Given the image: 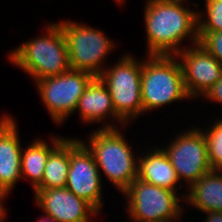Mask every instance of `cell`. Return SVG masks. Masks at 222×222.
I'll return each mask as SVG.
<instances>
[{
    "label": "cell",
    "mask_w": 222,
    "mask_h": 222,
    "mask_svg": "<svg viewBox=\"0 0 222 222\" xmlns=\"http://www.w3.org/2000/svg\"><path fill=\"white\" fill-rule=\"evenodd\" d=\"M184 2L148 0L144 8L148 55H176L181 42L190 37L199 43L198 12L184 7Z\"/></svg>",
    "instance_id": "cell-1"
},
{
    "label": "cell",
    "mask_w": 222,
    "mask_h": 222,
    "mask_svg": "<svg viewBox=\"0 0 222 222\" xmlns=\"http://www.w3.org/2000/svg\"><path fill=\"white\" fill-rule=\"evenodd\" d=\"M45 29L46 36L24 42L8 56L15 66L35 81L60 75L70 69L67 41L61 26L51 23Z\"/></svg>",
    "instance_id": "cell-2"
},
{
    "label": "cell",
    "mask_w": 222,
    "mask_h": 222,
    "mask_svg": "<svg viewBox=\"0 0 222 222\" xmlns=\"http://www.w3.org/2000/svg\"><path fill=\"white\" fill-rule=\"evenodd\" d=\"M120 132L108 123L93 131L88 143L80 141L92 153L99 171L123 193L138 177V161Z\"/></svg>",
    "instance_id": "cell-3"
},
{
    "label": "cell",
    "mask_w": 222,
    "mask_h": 222,
    "mask_svg": "<svg viewBox=\"0 0 222 222\" xmlns=\"http://www.w3.org/2000/svg\"><path fill=\"white\" fill-rule=\"evenodd\" d=\"M142 60L141 100L143 113L190 98L184 85L180 62L174 55H147Z\"/></svg>",
    "instance_id": "cell-4"
},
{
    "label": "cell",
    "mask_w": 222,
    "mask_h": 222,
    "mask_svg": "<svg viewBox=\"0 0 222 222\" xmlns=\"http://www.w3.org/2000/svg\"><path fill=\"white\" fill-rule=\"evenodd\" d=\"M112 68L99 76L107 86L116 113L128 124L143 114L141 100L142 62L131 54L123 55Z\"/></svg>",
    "instance_id": "cell-5"
},
{
    "label": "cell",
    "mask_w": 222,
    "mask_h": 222,
    "mask_svg": "<svg viewBox=\"0 0 222 222\" xmlns=\"http://www.w3.org/2000/svg\"><path fill=\"white\" fill-rule=\"evenodd\" d=\"M65 35L69 53L70 69L84 71L99 77L104 71L103 61L115 45L106 35L73 21L58 23Z\"/></svg>",
    "instance_id": "cell-6"
},
{
    "label": "cell",
    "mask_w": 222,
    "mask_h": 222,
    "mask_svg": "<svg viewBox=\"0 0 222 222\" xmlns=\"http://www.w3.org/2000/svg\"><path fill=\"white\" fill-rule=\"evenodd\" d=\"M127 198V213L133 222H159L182 215L177 192L138 178L122 193Z\"/></svg>",
    "instance_id": "cell-7"
},
{
    "label": "cell",
    "mask_w": 222,
    "mask_h": 222,
    "mask_svg": "<svg viewBox=\"0 0 222 222\" xmlns=\"http://www.w3.org/2000/svg\"><path fill=\"white\" fill-rule=\"evenodd\" d=\"M94 78L87 72L69 69L60 75L48 76L34 83L53 121L62 124L75 112L79 98Z\"/></svg>",
    "instance_id": "cell-8"
},
{
    "label": "cell",
    "mask_w": 222,
    "mask_h": 222,
    "mask_svg": "<svg viewBox=\"0 0 222 222\" xmlns=\"http://www.w3.org/2000/svg\"><path fill=\"white\" fill-rule=\"evenodd\" d=\"M177 138L163 148L179 180L188 186L197 182L213 169L208 160L207 143L204 131L198 128L178 134Z\"/></svg>",
    "instance_id": "cell-9"
},
{
    "label": "cell",
    "mask_w": 222,
    "mask_h": 222,
    "mask_svg": "<svg viewBox=\"0 0 222 222\" xmlns=\"http://www.w3.org/2000/svg\"><path fill=\"white\" fill-rule=\"evenodd\" d=\"M100 173L92 153L80 139H70V166L65 187L97 212L102 206Z\"/></svg>",
    "instance_id": "cell-10"
},
{
    "label": "cell",
    "mask_w": 222,
    "mask_h": 222,
    "mask_svg": "<svg viewBox=\"0 0 222 222\" xmlns=\"http://www.w3.org/2000/svg\"><path fill=\"white\" fill-rule=\"evenodd\" d=\"M175 56L182 59L184 85L190 98L203 97L222 77V64L199 43L182 48Z\"/></svg>",
    "instance_id": "cell-11"
},
{
    "label": "cell",
    "mask_w": 222,
    "mask_h": 222,
    "mask_svg": "<svg viewBox=\"0 0 222 222\" xmlns=\"http://www.w3.org/2000/svg\"><path fill=\"white\" fill-rule=\"evenodd\" d=\"M34 194L44 214L58 222H90L89 216L98 214L88 202L78 198L67 187L34 189Z\"/></svg>",
    "instance_id": "cell-12"
},
{
    "label": "cell",
    "mask_w": 222,
    "mask_h": 222,
    "mask_svg": "<svg viewBox=\"0 0 222 222\" xmlns=\"http://www.w3.org/2000/svg\"><path fill=\"white\" fill-rule=\"evenodd\" d=\"M10 115L0 118V191L9 193L21 178V141Z\"/></svg>",
    "instance_id": "cell-13"
},
{
    "label": "cell",
    "mask_w": 222,
    "mask_h": 222,
    "mask_svg": "<svg viewBox=\"0 0 222 222\" xmlns=\"http://www.w3.org/2000/svg\"><path fill=\"white\" fill-rule=\"evenodd\" d=\"M77 110L85 123H100L111 115L110 117L115 118L118 123H124L122 126L126 124L116 113L109 90L99 77H95L86 87L78 100L75 111Z\"/></svg>",
    "instance_id": "cell-14"
},
{
    "label": "cell",
    "mask_w": 222,
    "mask_h": 222,
    "mask_svg": "<svg viewBox=\"0 0 222 222\" xmlns=\"http://www.w3.org/2000/svg\"><path fill=\"white\" fill-rule=\"evenodd\" d=\"M138 157V179L144 182L167 188L169 190H178L179 178L173 168L167 154L160 147H154L151 152Z\"/></svg>",
    "instance_id": "cell-15"
},
{
    "label": "cell",
    "mask_w": 222,
    "mask_h": 222,
    "mask_svg": "<svg viewBox=\"0 0 222 222\" xmlns=\"http://www.w3.org/2000/svg\"><path fill=\"white\" fill-rule=\"evenodd\" d=\"M187 189L189 193L183 194V200L202 212H222V175L212 170L202 176Z\"/></svg>",
    "instance_id": "cell-16"
},
{
    "label": "cell",
    "mask_w": 222,
    "mask_h": 222,
    "mask_svg": "<svg viewBox=\"0 0 222 222\" xmlns=\"http://www.w3.org/2000/svg\"><path fill=\"white\" fill-rule=\"evenodd\" d=\"M51 138L52 146L43 140H36L21 152V178L28 177L33 190L42 182L49 155L66 139L58 136Z\"/></svg>",
    "instance_id": "cell-17"
},
{
    "label": "cell",
    "mask_w": 222,
    "mask_h": 222,
    "mask_svg": "<svg viewBox=\"0 0 222 222\" xmlns=\"http://www.w3.org/2000/svg\"><path fill=\"white\" fill-rule=\"evenodd\" d=\"M70 166V138H66L48 157L42 182L35 189L64 188Z\"/></svg>",
    "instance_id": "cell-18"
},
{
    "label": "cell",
    "mask_w": 222,
    "mask_h": 222,
    "mask_svg": "<svg viewBox=\"0 0 222 222\" xmlns=\"http://www.w3.org/2000/svg\"><path fill=\"white\" fill-rule=\"evenodd\" d=\"M208 160L213 170L222 165V119L217 120L212 127L205 130Z\"/></svg>",
    "instance_id": "cell-19"
},
{
    "label": "cell",
    "mask_w": 222,
    "mask_h": 222,
    "mask_svg": "<svg viewBox=\"0 0 222 222\" xmlns=\"http://www.w3.org/2000/svg\"><path fill=\"white\" fill-rule=\"evenodd\" d=\"M205 4L206 18L198 12V32L222 31V0H205Z\"/></svg>",
    "instance_id": "cell-20"
},
{
    "label": "cell",
    "mask_w": 222,
    "mask_h": 222,
    "mask_svg": "<svg viewBox=\"0 0 222 222\" xmlns=\"http://www.w3.org/2000/svg\"><path fill=\"white\" fill-rule=\"evenodd\" d=\"M199 44L222 64V31L198 32Z\"/></svg>",
    "instance_id": "cell-21"
},
{
    "label": "cell",
    "mask_w": 222,
    "mask_h": 222,
    "mask_svg": "<svg viewBox=\"0 0 222 222\" xmlns=\"http://www.w3.org/2000/svg\"><path fill=\"white\" fill-rule=\"evenodd\" d=\"M208 100L215 101L222 105V77L204 95Z\"/></svg>",
    "instance_id": "cell-22"
},
{
    "label": "cell",
    "mask_w": 222,
    "mask_h": 222,
    "mask_svg": "<svg viewBox=\"0 0 222 222\" xmlns=\"http://www.w3.org/2000/svg\"><path fill=\"white\" fill-rule=\"evenodd\" d=\"M208 216L205 218V222H222V212H205Z\"/></svg>",
    "instance_id": "cell-23"
},
{
    "label": "cell",
    "mask_w": 222,
    "mask_h": 222,
    "mask_svg": "<svg viewBox=\"0 0 222 222\" xmlns=\"http://www.w3.org/2000/svg\"><path fill=\"white\" fill-rule=\"evenodd\" d=\"M7 195L8 193L0 191V222H4L3 220L5 217L6 209L3 206V199L8 197Z\"/></svg>",
    "instance_id": "cell-24"
},
{
    "label": "cell",
    "mask_w": 222,
    "mask_h": 222,
    "mask_svg": "<svg viewBox=\"0 0 222 222\" xmlns=\"http://www.w3.org/2000/svg\"><path fill=\"white\" fill-rule=\"evenodd\" d=\"M46 216V217H45ZM43 214V218H40L38 220V222H58L56 219H54L53 217L49 216V215H45Z\"/></svg>",
    "instance_id": "cell-25"
},
{
    "label": "cell",
    "mask_w": 222,
    "mask_h": 222,
    "mask_svg": "<svg viewBox=\"0 0 222 222\" xmlns=\"http://www.w3.org/2000/svg\"><path fill=\"white\" fill-rule=\"evenodd\" d=\"M179 218H173L165 221H159V222H176L175 220H178Z\"/></svg>",
    "instance_id": "cell-26"
},
{
    "label": "cell",
    "mask_w": 222,
    "mask_h": 222,
    "mask_svg": "<svg viewBox=\"0 0 222 222\" xmlns=\"http://www.w3.org/2000/svg\"><path fill=\"white\" fill-rule=\"evenodd\" d=\"M219 173H222V165H220L217 169H216ZM222 175V174H221Z\"/></svg>",
    "instance_id": "cell-27"
},
{
    "label": "cell",
    "mask_w": 222,
    "mask_h": 222,
    "mask_svg": "<svg viewBox=\"0 0 222 222\" xmlns=\"http://www.w3.org/2000/svg\"><path fill=\"white\" fill-rule=\"evenodd\" d=\"M168 1H181V2H185L188 1V0H168Z\"/></svg>",
    "instance_id": "cell-28"
},
{
    "label": "cell",
    "mask_w": 222,
    "mask_h": 222,
    "mask_svg": "<svg viewBox=\"0 0 222 222\" xmlns=\"http://www.w3.org/2000/svg\"><path fill=\"white\" fill-rule=\"evenodd\" d=\"M118 4L123 2L124 0H115Z\"/></svg>",
    "instance_id": "cell-29"
}]
</instances>
